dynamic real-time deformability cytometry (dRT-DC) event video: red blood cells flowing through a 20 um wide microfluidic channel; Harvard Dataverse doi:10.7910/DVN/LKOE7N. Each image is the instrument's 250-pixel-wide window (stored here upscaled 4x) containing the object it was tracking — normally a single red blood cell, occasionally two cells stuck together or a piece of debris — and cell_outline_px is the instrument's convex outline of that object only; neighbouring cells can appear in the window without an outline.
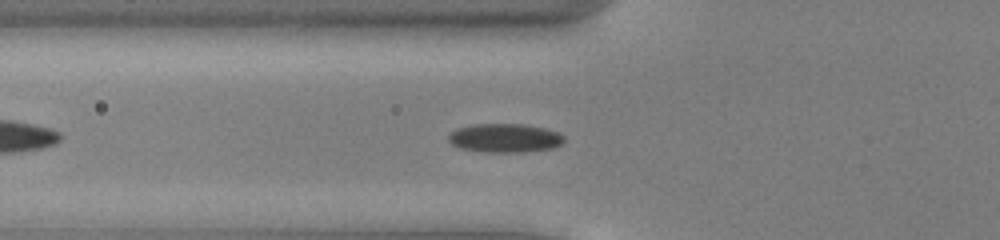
{"species": "common noctule bat (a hibernating species)", "species_latin": "Nyctalus noctula", "temperature_condition": "cold", "stored_images_in_passage": 15, "camera_frame_rate_fps": 3000, "um_per_image_px": 0.085, "animal": {"sex": "male", "body_mass_g": 13.0, "forearm_length_mm": 53.1}, "frame": {"image": 1, "passage_image": 9, "time_ms": 2.667, "image_size_px": [1000, 240], "cell_outline_px": [[564, 140], [560, 144], [552, 148], [524, 152], [480, 152], [460, 148], [452, 144], [448, 140], [448, 136], [456, 128], [476, 124], [524, 124], [544, 128], [556, 132], [564, 136]], "centroid_in_image_um": [42.88, 11.73], "position_along_channel_um": 82.9, "area_um2": 19.36}}
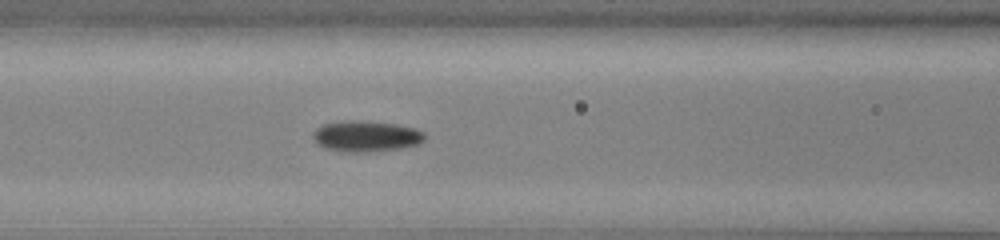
{"frame": {"image": 2, "passage_image": 13, "time_ms": 4.0, "image_size_px": [1000, 240], "cell_outline_px": [[424, 140], [420, 144], [400, 148], [368, 152], [348, 152], [324, 148], [316, 144], [312, 140], [312, 132], [316, 128], [324, 124], [396, 124], [416, 128], [424, 132]], "centroid_in_image_um": [31.13, 11.65], "position_along_channel_um": 135.5, "area_um2": 19.13}}